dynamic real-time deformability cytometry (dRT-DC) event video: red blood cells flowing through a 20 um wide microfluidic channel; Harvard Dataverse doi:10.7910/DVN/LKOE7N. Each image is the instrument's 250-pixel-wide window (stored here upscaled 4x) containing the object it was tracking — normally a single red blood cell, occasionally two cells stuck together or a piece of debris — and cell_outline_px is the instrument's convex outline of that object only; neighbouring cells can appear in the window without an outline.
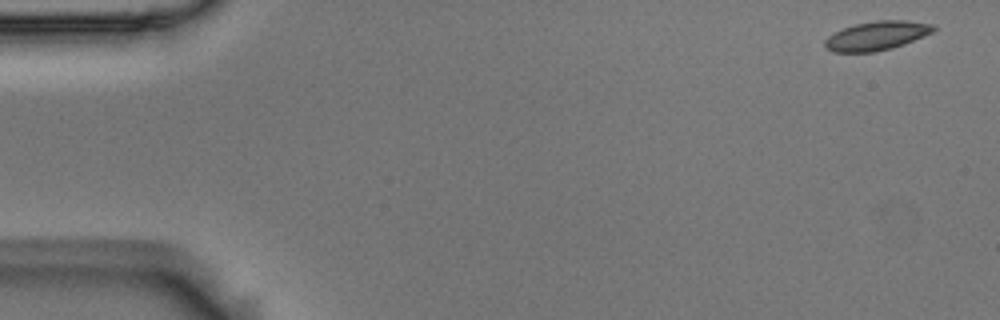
{"species": "Egyptian fruit bat (a non-hibernating species)", "species_latin": "Rousettus aegyptiacus", "temperature_condition": "room temperature", "stored_images_in_passage": 5, "camera_frame_rate_fps": 3000, "um_per_image_px": 0.085, "animal": {"sex": "male"}, "frame": {"image": 1, "passage_image": 1, "time_ms": 0.0, "image_size_px": [1000, 320], "cell_outline_px": [[936, 28], [932, 32], [924, 36], [904, 44], [892, 48], [872, 52], [832, 52], [824, 48], [824, 40], [828, 36], [844, 28], [856, 24], [876, 20], [908, 20], [936, 24]], "centroid_in_image_um": [74.53, 3.03], "position_along_channel_um": 10.5, "area_um2": 18.44}}
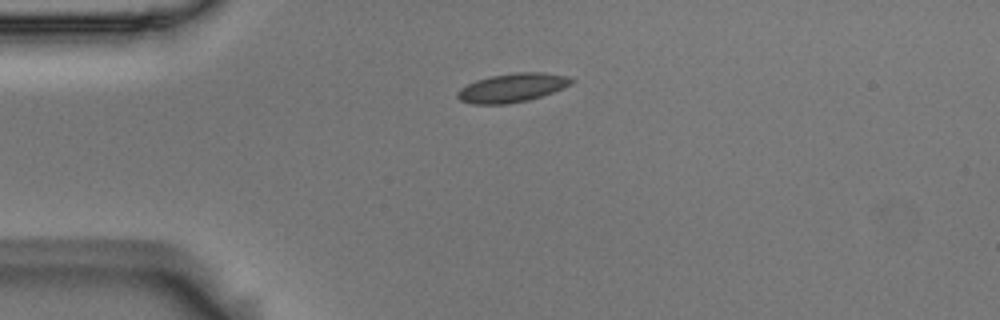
{"frame": {"image": 2, "passage_image": 3, "time_ms": 0.667, "image_size_px": [1000, 320], "cell_outline_px": [[576, 80], [572, 84], [552, 92], [528, 100], [508, 104], [472, 104], [460, 100], [456, 96], [456, 92], [460, 88], [476, 80], [492, 76], [516, 72], [544, 72], [568, 76]], "centroid_in_image_um": [43.54, 7.45], "position_along_channel_um": 41.5, "area_um2": 19.13}}
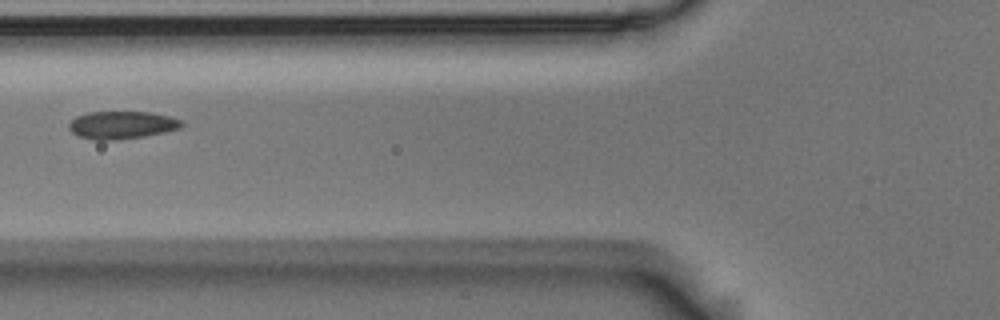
{"frame": {"image": 3, "passage_image": 5, "time_ms": 1.333, "image_size_px": [1000, 320], "cell_outline_px": [[184, 124], [180, 128], [164, 132], [144, 136], [112, 140], [96, 140], [76, 136], [68, 128], [68, 124], [76, 116], [88, 112], [148, 112], [168, 116], [180, 120]], "centroid_in_image_um": [10.31, 10.63], "position_along_channel_um": 115.5, "area_um2": 18.09}}